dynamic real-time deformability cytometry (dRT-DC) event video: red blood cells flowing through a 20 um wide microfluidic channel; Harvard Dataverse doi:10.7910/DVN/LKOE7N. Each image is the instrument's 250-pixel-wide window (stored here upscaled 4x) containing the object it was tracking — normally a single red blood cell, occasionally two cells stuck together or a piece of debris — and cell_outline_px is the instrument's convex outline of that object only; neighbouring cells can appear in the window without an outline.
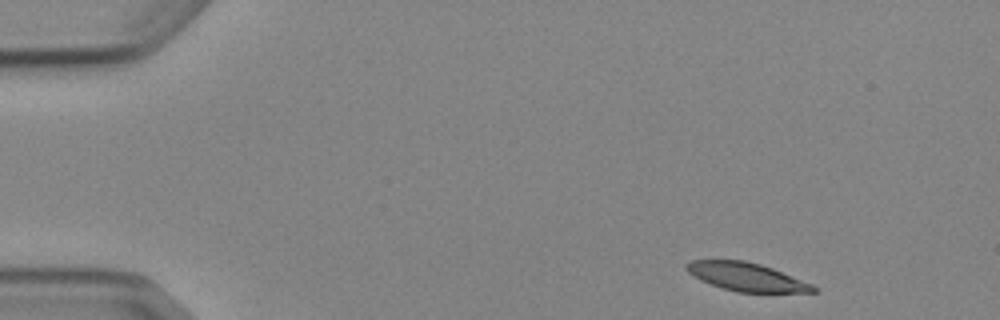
{"species": "Egyptian fruit bat (a non-hibernating species)", "species_latin": "Rousettus aegyptiacus", "temperature_condition": "cold", "stored_images_in_passage": 4, "camera_frame_rate_fps": 3000, "um_per_image_px": 0.085, "animal": {"sex": "female"}, "frame": {"image": 1, "passage_image": 1, "time_ms": 0.0, "image_size_px": [1000, 320], "cell_outline_px": [[816, 292], [736, 292], [700, 280], [688, 272], [684, 268], [684, 264], [692, 260], [744, 260], [760, 264], [772, 268], [812, 284], [816, 288]], "centroid_in_image_um": [63.41, 23.52], "position_along_channel_um": 21.6, "area_um2": 20.69}}
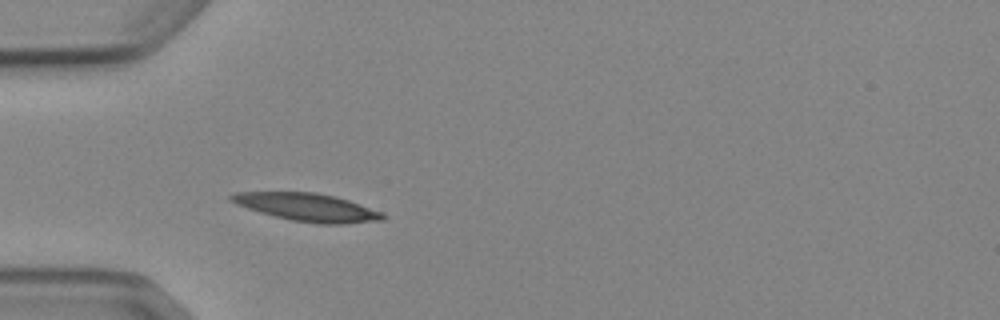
{"frame": {"image": 2, "passage_image": 4, "time_ms": 3.333, "image_size_px": [1000, 320], "cell_outline_px": [[388, 216], [384, 220], [344, 224], [320, 224], [292, 220], [260, 212], [236, 204], [228, 200], [228, 196], [236, 192], [316, 192], [336, 196], [384, 212]], "centroid_in_image_um": [26.17, 17.61], "position_along_channel_um": 58.8, "area_um2": 24.74}}